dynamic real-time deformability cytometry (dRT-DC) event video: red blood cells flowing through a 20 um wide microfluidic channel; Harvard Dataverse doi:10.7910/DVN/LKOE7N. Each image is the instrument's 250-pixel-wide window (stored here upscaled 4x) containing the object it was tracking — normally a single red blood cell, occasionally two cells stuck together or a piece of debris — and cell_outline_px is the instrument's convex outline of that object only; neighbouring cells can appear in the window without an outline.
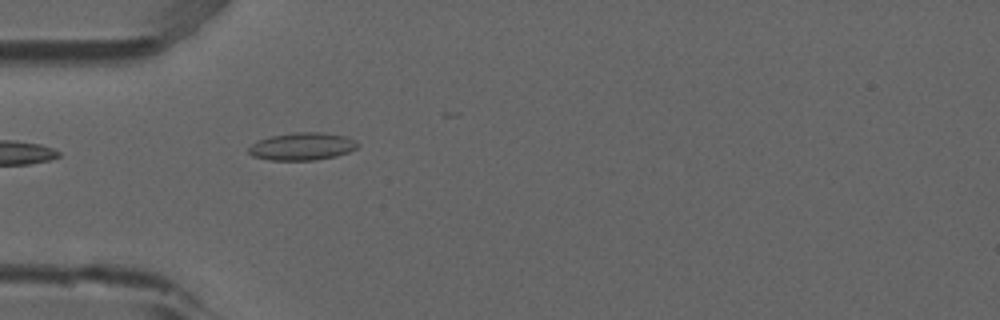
{"species": "common noctule bat (a hibernating species)", "species_latin": "Nyctalus noctula", "temperature_condition": "room temperature", "stored_images_in_passage": 5, "camera_frame_rate_fps": 3000, "um_per_image_px": 0.085, "animal": {"sex": "male", "forearm_length_mm": 52.5}, "frame": {"image": 1, "passage_image": 1, "time_ms": 0.0, "image_size_px": [1000, 320], "cell_outline_px": [[360, 144], [356, 148], [348, 152], [336, 156], [316, 160], [268, 160], [252, 156], [248, 152], [248, 148], [256, 140], [272, 136], [292, 132], [324, 132], [344, 136]], "centroid_in_image_um": [25.65, 12.44], "position_along_channel_um": 59.4, "area_um2": 17.57}}
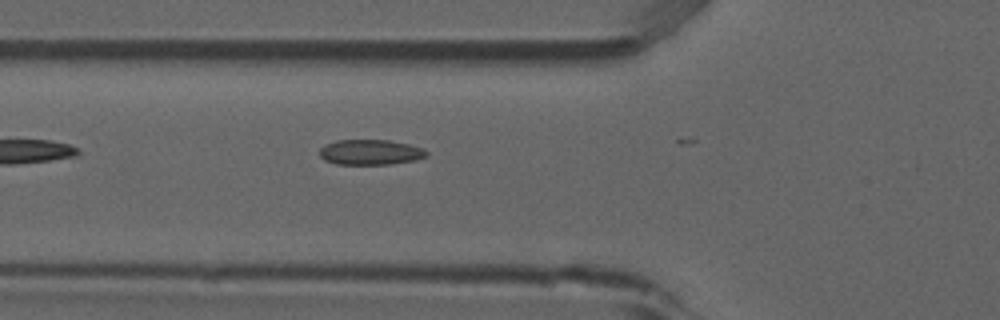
{"frame": {"image": 2, "passage_image": 4, "time_ms": 1.0, "image_size_px": [1000, 320], "cell_outline_px": [[428, 156], [412, 160], [388, 164], [336, 164], [324, 160], [320, 156], [320, 148], [324, 144], [336, 140], [388, 140], [408, 144], [424, 148], [428, 152]], "centroid_in_image_um": [31.46, 12.93], "position_along_channel_um": 94.3, "area_um2": 15.72}}